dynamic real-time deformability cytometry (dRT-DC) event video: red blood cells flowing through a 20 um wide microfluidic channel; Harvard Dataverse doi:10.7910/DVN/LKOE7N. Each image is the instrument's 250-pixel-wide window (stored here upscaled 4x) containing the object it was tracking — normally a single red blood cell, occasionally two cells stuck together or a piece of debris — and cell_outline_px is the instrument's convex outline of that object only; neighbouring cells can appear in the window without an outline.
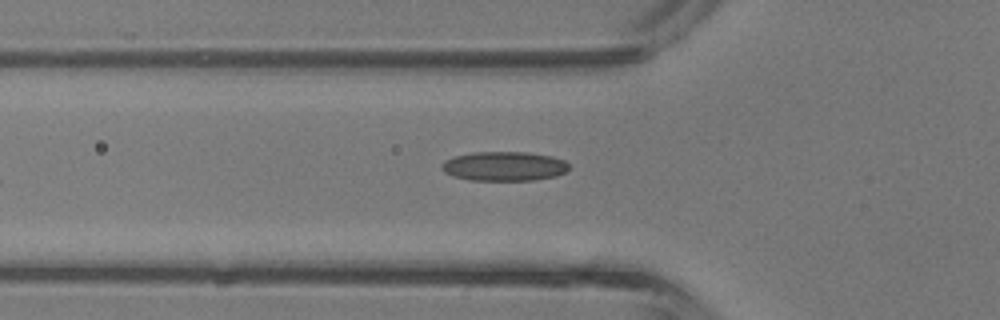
{"species": "common noctule bat (a hibernating species)", "species_latin": "Nyctalus noctula", "temperature_condition": "room temperature", "stored_images_in_passage": 5, "camera_frame_rate_fps": 3000, "um_per_image_px": 0.085, "animal": {"sex": "male", "body_mass_g": 13.3}, "frame": {"image": 1, "passage_image": 5, "time_ms": 1.333, "image_size_px": [1000, 320], "cell_outline_px": [[568, 168], [564, 172], [556, 176], [532, 180], [468, 180], [452, 176], [444, 172], [440, 168], [440, 164], [444, 160], [452, 156], [472, 152], [524, 152], [552, 156], [564, 160], [568, 164]], "centroid_in_image_um": [42.78, 14.12], "position_along_channel_um": 83.0, "area_um2": 21.91}}